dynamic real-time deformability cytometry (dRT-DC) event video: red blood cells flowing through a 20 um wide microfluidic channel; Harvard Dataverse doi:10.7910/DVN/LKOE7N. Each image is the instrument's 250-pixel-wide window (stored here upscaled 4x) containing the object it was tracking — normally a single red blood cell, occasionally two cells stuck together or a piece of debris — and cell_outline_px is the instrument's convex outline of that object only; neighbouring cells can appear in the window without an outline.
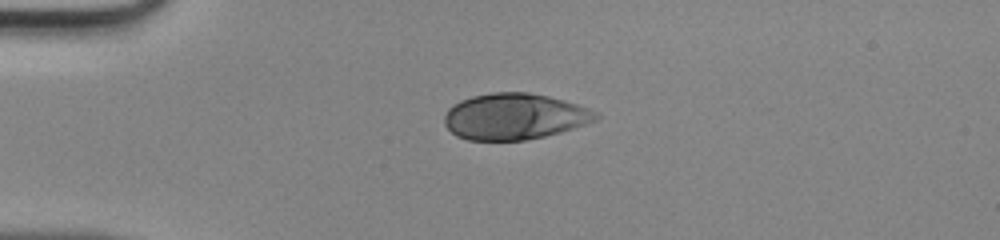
{"species": "human", "species_latin": "Homo sapiens", "temperature_condition": "room temperature", "stored_images_in_passage": 37, "camera_frame_rate_fps": 3000, "um_per_image_px": 0.085, "donor": {"sex": "male"}, "frame": {"image": 1, "passage_image": 1, "time_ms": 0.0, "image_size_px": [1000, 240], "cell_outline_px": [[600, 116], [596, 120], [560, 132], [544, 136], [524, 140], [468, 140], [456, 136], [444, 124], [444, 116], [448, 108], [452, 104], [460, 100], [472, 96], [492, 92], [528, 92], [548, 96], [564, 100], [588, 108], [596, 112]], "centroid_in_image_um": [43.69, 9.89], "position_along_channel_um": 41.3, "area_um2": 40.69}}
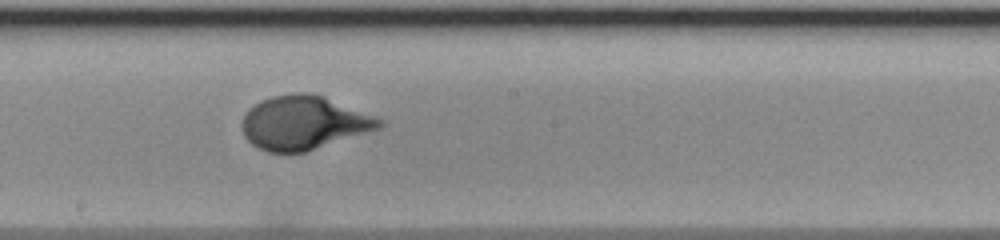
{"frame": {"image": 2, "passage_image": 16, "time_ms": 5.0, "image_size_px": [1000, 240], "cell_outline_px": [[384, 124], [380, 128], [304, 152], [268, 152], [252, 144], [244, 136], [240, 124], [248, 108], [260, 100], [272, 96], [296, 92], [308, 92], [324, 96], [384, 120]], "centroid_in_image_um": [25.78, 10.42], "position_along_channel_um": 222.4, "area_um2": 42.83}}
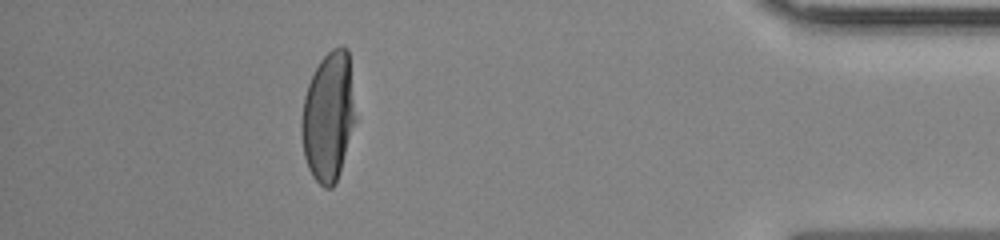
{"frame": {"image": 3, "passage_image": 32, "time_ms": 10.333, "image_size_px": [1000, 240], "cell_outline_px": [[356, 120], [340, 172], [336, 184], [332, 188], [324, 188], [312, 176], [308, 168], [304, 156], [300, 132], [300, 120], [304, 96], [308, 84], [320, 60], [332, 48], [340, 44], [348, 48]], "centroid_in_image_um": [27.9, 9.92], "position_along_channel_um": 407.3, "area_um2": 41.04}}